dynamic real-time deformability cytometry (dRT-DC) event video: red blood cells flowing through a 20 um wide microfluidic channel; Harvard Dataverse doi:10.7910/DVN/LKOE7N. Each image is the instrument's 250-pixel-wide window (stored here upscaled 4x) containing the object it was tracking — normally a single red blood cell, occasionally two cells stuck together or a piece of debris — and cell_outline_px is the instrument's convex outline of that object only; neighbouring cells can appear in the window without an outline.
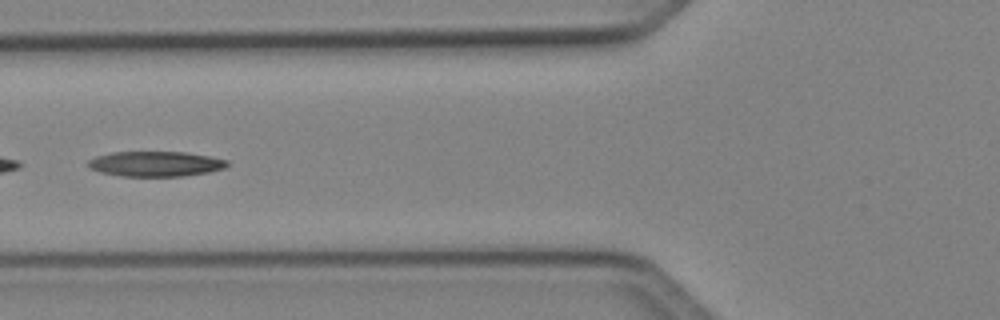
{"species": "Egyptian fruit bat (a non-hibernating species)", "species_latin": "Rousettus aegyptiacus", "temperature_condition": "cold", "stored_images_in_passage": 22, "segment_of_instrument_passage": [2, 2], "camera_frame_rate_fps": 3000, "um_per_image_px": 0.085, "animal": {"sex": "female"}, "frame": {"image": 1, "passage_image": 20, "time_ms": 6.333, "image_size_px": [1000, 320], "cell_outline_px": [[232, 164], [224, 168], [208, 172], [184, 176], [120, 176], [100, 172], [88, 168], [88, 160], [96, 156], [112, 152], [184, 152], [208, 156], [228, 160]], "centroid_in_image_um": [13.22, 13.93], "position_along_channel_um": 112.6, "area_um2": 20.46}}